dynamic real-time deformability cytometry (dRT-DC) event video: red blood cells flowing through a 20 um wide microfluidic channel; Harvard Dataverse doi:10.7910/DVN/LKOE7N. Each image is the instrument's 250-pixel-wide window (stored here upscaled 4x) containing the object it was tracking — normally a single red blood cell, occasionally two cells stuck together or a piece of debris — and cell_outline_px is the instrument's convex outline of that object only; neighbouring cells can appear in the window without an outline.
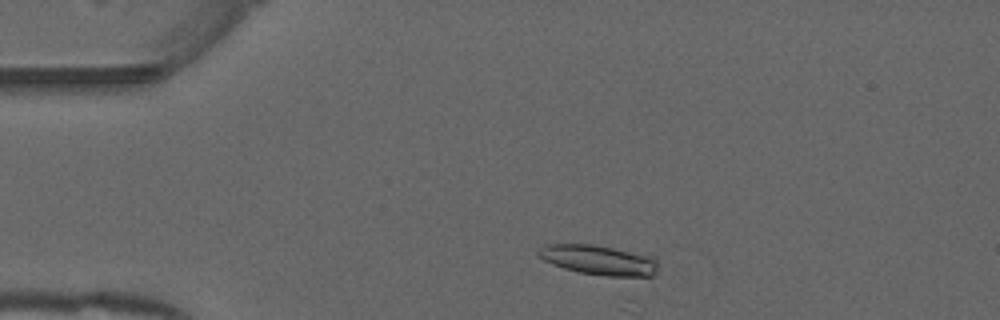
{"species": "common noctule bat (a hibernating species)", "species_latin": "Nyctalus noctula", "temperature_condition": "warm", "stored_images_in_passage": 16, "camera_frame_rate_fps": 3000, "um_per_image_px": 0.085, "animal": {"sex": "male", "forearm_length_mm": 52.5}, "frame": {"image": 1, "passage_image": 5, "time_ms": 1.333, "image_size_px": [1000, 320], "cell_outline_px": [[656, 272], [652, 276], [608, 276], [576, 272], [552, 264], [544, 260], [536, 252], [544, 244], [592, 244], [656, 256]], "centroid_in_image_um": [50.9, 22.09], "position_along_channel_um": 34.1, "area_um2": 20.87}}